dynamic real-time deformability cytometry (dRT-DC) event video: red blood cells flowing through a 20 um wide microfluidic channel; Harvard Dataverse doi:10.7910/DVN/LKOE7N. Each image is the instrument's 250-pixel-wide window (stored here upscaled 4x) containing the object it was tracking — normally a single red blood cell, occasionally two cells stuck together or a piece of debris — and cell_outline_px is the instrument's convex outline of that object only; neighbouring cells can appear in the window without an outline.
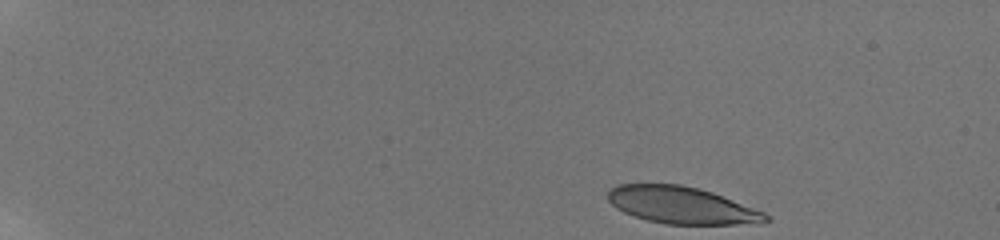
{"species": "human", "species_latin": "Homo sapiens", "temperature_condition": "room temperature", "stored_images_in_passage": 50, "camera_frame_rate_fps": 3000, "um_per_image_px": 0.085, "donor": {"sex": "male"}, "frame": {"image": 1, "passage_image": 1, "time_ms": 0.0, "image_size_px": [1000, 240], "cell_outline_px": [[772, 220], [764, 224], [664, 224], [648, 220], [624, 212], [616, 208], [608, 200], [608, 192], [612, 188], [620, 184], [680, 184], [700, 188], [712, 192], [764, 212]], "centroid_in_image_um": [57.99, 17.45], "position_along_channel_um": 27.0, "area_um2": 33.99}}
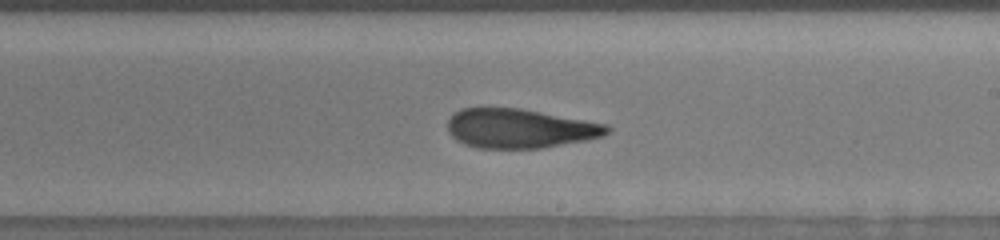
{"frame": {"image": 2, "passage_image": 29, "time_ms": 9.333, "image_size_px": [1000, 240], "cell_outline_px": [[612, 128], [604, 136], [588, 140], [544, 148], [476, 148], [464, 144], [456, 140], [448, 132], [448, 120], [460, 108], [520, 108], [608, 124]], "centroid_in_image_um": [44.21, 10.93], "position_along_channel_um": 244.8, "area_um2": 36.7}}
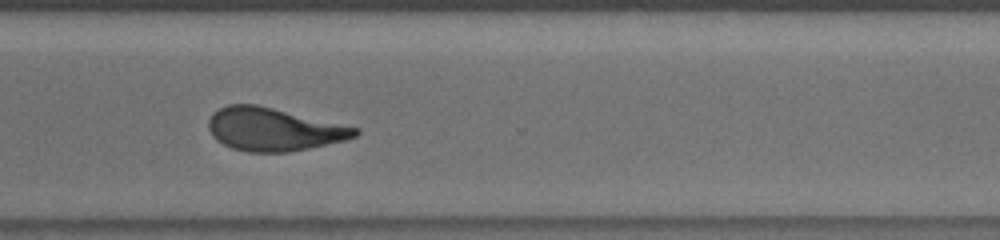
{"frame": {"image": 3, "passage_image": 37, "time_ms": 12.0, "image_size_px": [1000, 240], "cell_outline_px": [[360, 132], [356, 136], [344, 140], [308, 148], [288, 152], [248, 152], [232, 148], [216, 140], [212, 136], [208, 128], [208, 120], [212, 112], [228, 104], [256, 104], [360, 128]], "centroid_in_image_um": [23.22, 10.99], "position_along_channel_um": 347.4, "area_um2": 36.65}, "authors_computed_cell_mechanics": {"area_um2": 37.0498, "velocity_mm_per_s": 3.8456, "shape_relaxation_time_tau1_ms": 9.8325, "shape_relaxation_time_tau2_ms": 2.0898, "deformation_change_tau1": 0.2653, "deformation_change_tau2": 0.103}}